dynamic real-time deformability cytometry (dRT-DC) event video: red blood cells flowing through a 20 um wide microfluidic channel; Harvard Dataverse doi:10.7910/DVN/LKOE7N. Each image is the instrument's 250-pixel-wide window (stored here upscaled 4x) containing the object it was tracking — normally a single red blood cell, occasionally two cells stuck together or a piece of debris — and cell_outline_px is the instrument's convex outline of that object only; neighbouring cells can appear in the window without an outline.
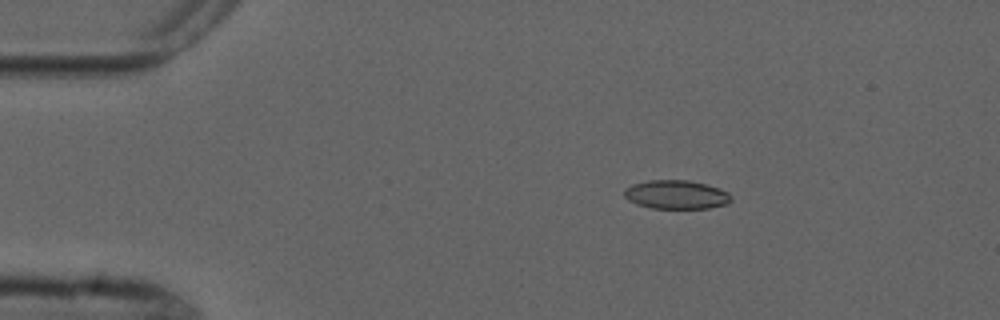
{"species": "common noctule bat (a hibernating species)", "species_latin": "Nyctalus noctula", "temperature_condition": "cold", "stored_images_in_passage": 4, "camera_frame_rate_fps": 3000, "um_per_image_px": 0.085, "animal": {"sex": "male", "forearm_length_mm": 52.5}, "frame": {"image": 1, "passage_image": 2, "time_ms": 1.333, "image_size_px": [1000, 320], "cell_outline_px": [[732, 200], [728, 204], [708, 208], [652, 208], [636, 204], [628, 200], [624, 196], [624, 188], [632, 184], [648, 180], [688, 180], [720, 188], [728, 192], [732, 196]], "centroid_in_image_um": [57.48, 16.54], "position_along_channel_um": 27.5, "area_um2": 18.03}}
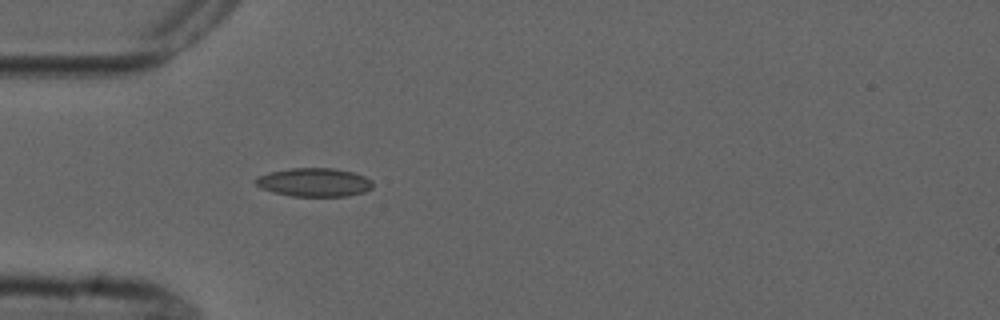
{"frame": {"image": 2, "passage_image": 4, "time_ms": 3.667, "image_size_px": [1000, 320], "cell_outline_px": [[372, 188], [364, 192], [348, 196], [292, 196], [272, 192], [260, 188], [252, 180], [256, 176], [272, 172], [292, 168], [336, 168], [352, 172], [364, 176], [372, 180]], "centroid_in_image_um": [26.69, 15.5], "position_along_channel_um": 58.3, "area_um2": 19.59}}